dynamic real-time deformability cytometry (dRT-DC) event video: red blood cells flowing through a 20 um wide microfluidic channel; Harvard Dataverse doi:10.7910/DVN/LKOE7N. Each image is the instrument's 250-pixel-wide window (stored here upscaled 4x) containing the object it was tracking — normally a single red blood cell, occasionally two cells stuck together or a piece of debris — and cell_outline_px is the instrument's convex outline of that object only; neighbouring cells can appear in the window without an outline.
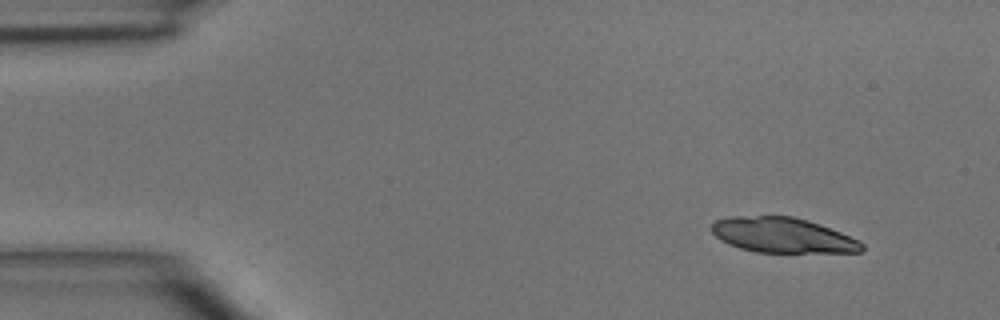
{"species": "common noctule bat (a hibernating species)", "species_latin": "Nyctalus noctula", "temperature_condition": "room temperature", "stored_images_in_passage": 6, "camera_frame_rate_fps": 3000, "um_per_image_px": 0.085, "animal": {"sex": "male", "body_mass_g": 15.6}, "frame": {"image": 1, "passage_image": 1, "time_ms": 0.0, "image_size_px": [1000, 320], "cell_outline_px": [[864, 248], [860, 252], [756, 252], [740, 248], [728, 244], [720, 240], [712, 232], [712, 224], [716, 220], [732, 216], [792, 216], [808, 220], [820, 224], [860, 240], [864, 244]], "centroid_in_image_um": [66.53, 19.99], "position_along_channel_um": 18.5, "area_um2": 30.69}}
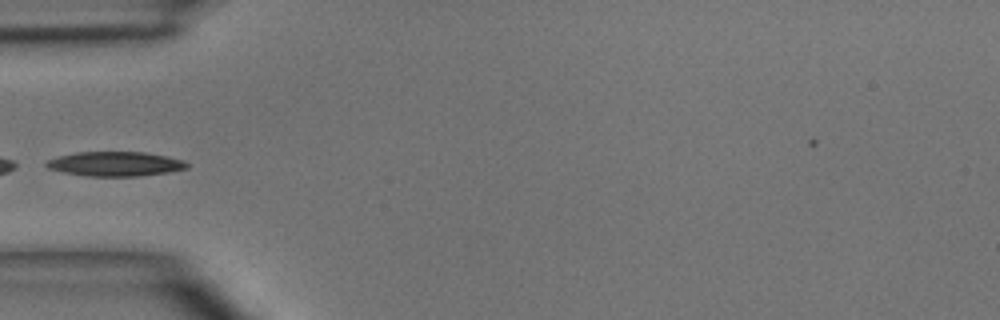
{"frame": {"image": 2, "passage_image": 4, "time_ms": 3.667, "image_size_px": [1000, 320], "cell_outline_px": [[188, 168], [168, 172], [140, 176], [88, 176], [64, 172], [48, 168], [44, 164], [48, 160], [60, 156], [76, 152], [144, 152], [168, 156], [184, 160], [188, 164]], "centroid_in_image_um": [9.83, 13.93], "position_along_channel_um": 75.2, "area_um2": 20.0}}